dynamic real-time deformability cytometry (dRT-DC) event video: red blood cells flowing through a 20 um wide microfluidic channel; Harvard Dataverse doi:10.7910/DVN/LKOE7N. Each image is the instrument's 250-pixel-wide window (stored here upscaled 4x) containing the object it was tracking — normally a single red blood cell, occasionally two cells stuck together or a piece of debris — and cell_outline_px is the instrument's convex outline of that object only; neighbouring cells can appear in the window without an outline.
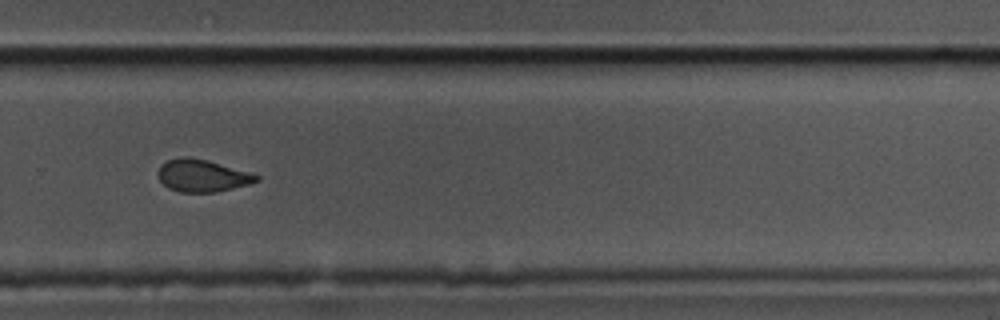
{"species": "common noctule bat (a hibernating species)", "species_latin": "Nyctalus noctula", "temperature_condition": "cold", "stored_images_in_passage": 14, "camera_frame_rate_fps": 3000, "um_per_image_px": 0.085, "animal": {"sex": "male", "body_mass_g": 17.5, "forearm_length_mm": 52.3}, "frame": {"image": 1, "passage_image": 10, "time_ms": 3.0, "image_size_px": [1000, 320], "cell_outline_px": [[260, 180], [248, 184], [216, 192], [180, 192], [168, 188], [160, 180], [156, 172], [160, 164], [168, 160], [184, 156], [188, 156], [208, 160], [248, 172], [260, 176]], "centroid_in_image_um": [17.15, 14.92], "position_along_channel_um": 312.7, "area_um2": 18.5}}
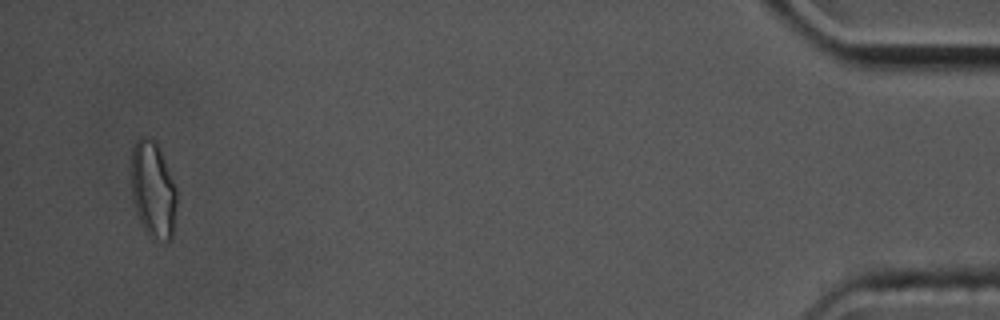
{"frame": {"image": 2, "passage_image": 14, "time_ms": 4.333, "image_size_px": [1000, 320], "cell_outline_px": [[176, 204], [172, 240], [152, 240], [148, 236], [136, 212], [132, 196], [132, 148], [136, 140], [140, 136], [144, 136], [152, 140], [156, 144], [164, 160], [176, 188]], "centroid_in_image_um": [13.0, 16.17], "position_along_channel_um": 422.2, "area_um2": 25.26}}